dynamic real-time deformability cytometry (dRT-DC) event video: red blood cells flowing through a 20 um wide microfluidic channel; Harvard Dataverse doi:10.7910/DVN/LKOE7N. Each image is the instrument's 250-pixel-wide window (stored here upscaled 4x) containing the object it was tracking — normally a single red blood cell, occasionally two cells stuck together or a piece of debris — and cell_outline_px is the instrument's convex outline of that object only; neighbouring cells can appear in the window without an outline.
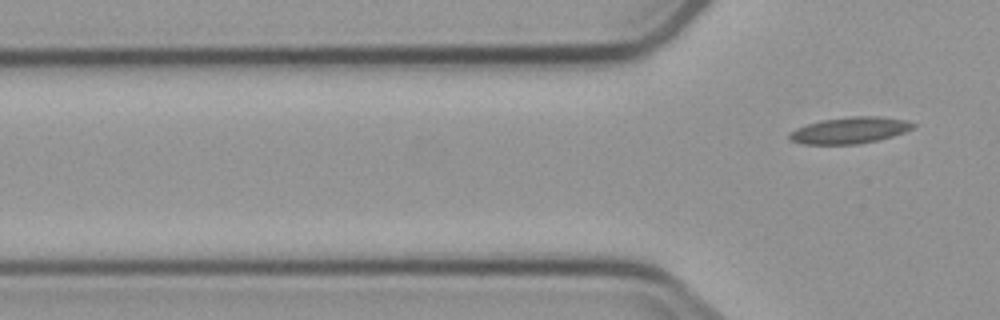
{"species": "common noctule bat (a hibernating species)", "species_latin": "Nyctalus noctula", "temperature_condition": "cold", "stored_images_in_passage": 6, "camera_frame_rate_fps": 3000, "um_per_image_px": 0.085, "animal": {"sex": "male", "body_mass_g": 23.1, "forearm_length_mm": 52.7}, "frame": {"image": 1, "passage_image": 6, "time_ms": 6.667, "image_size_px": [1000, 320], "cell_outline_px": [[916, 124], [912, 128], [904, 132], [892, 136], [876, 140], [856, 144], [804, 144], [792, 140], [788, 136], [788, 132], [796, 128], [820, 120], [852, 116], [876, 116], [908, 120]], "centroid_in_image_um": [72.22, 11.06], "position_along_channel_um": 53.6, "area_um2": 18.9}}